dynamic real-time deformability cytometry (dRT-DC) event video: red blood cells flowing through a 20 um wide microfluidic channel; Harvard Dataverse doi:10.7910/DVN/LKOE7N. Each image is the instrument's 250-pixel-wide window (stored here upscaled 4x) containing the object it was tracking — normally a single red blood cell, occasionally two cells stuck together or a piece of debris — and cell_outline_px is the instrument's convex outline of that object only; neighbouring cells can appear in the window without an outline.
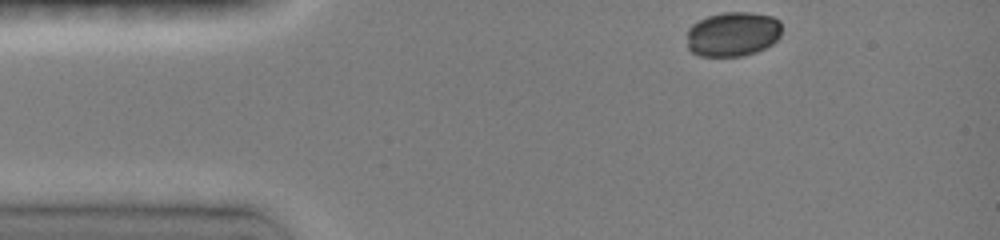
{"species": "common noctule bat (a hibernating species)", "species_latin": "Nyctalus noctula", "temperature_condition": "room temperature", "stored_images_in_passage": 51, "camera_frame_rate_fps": 3000, "um_per_image_px": 0.085, "animal": {"sex": "female", "body_mass_g": 19.0, "forearm_length_mm": 51.5}, "frame": {"image": 1, "passage_image": 1, "time_ms": 0.0, "image_size_px": [1000, 240], "cell_outline_px": [[780, 36], [772, 44], [756, 52], [740, 56], [700, 56], [692, 52], [688, 48], [688, 28], [692, 24], [708, 16], [724, 12], [748, 12], [772, 16], [780, 20]], "centroid_in_image_um": [62.29, 2.89], "position_along_channel_um": 22.7, "area_um2": 24.62}}
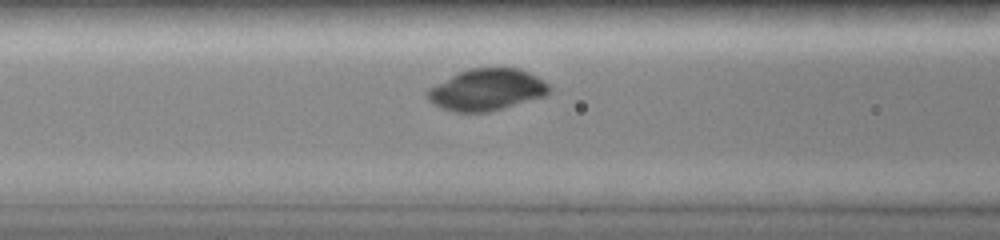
{"frame": {"image": 2, "passage_image": 21, "time_ms": 4.0, "image_size_px": [1000, 240], "cell_outline_px": [[552, 88], [544, 96], [504, 108], [488, 112], [452, 112], [432, 104], [428, 100], [424, 92], [428, 88], [468, 68], [520, 68], [536, 76], [548, 84]], "centroid_in_image_um": [41.34, 7.64], "position_along_channel_um": 125.3, "area_um2": 29.54}}
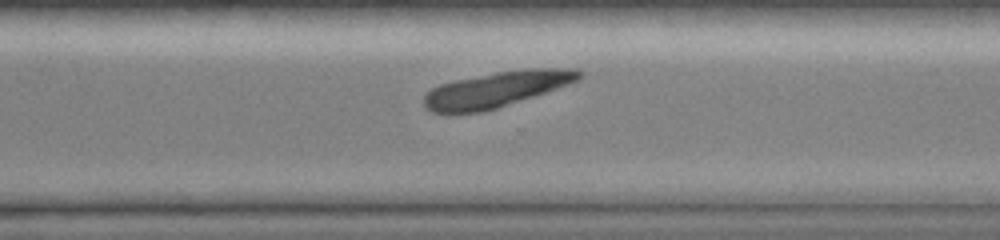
{"frame": {"image": 3, "passage_image": 47, "time_ms": 9.0, "image_size_px": [1000, 240], "cell_outline_px": [[584, 76], [580, 80], [484, 112], [432, 112], [424, 104], [424, 96], [432, 88], [440, 84], [452, 80], [496, 72], [528, 68], [576, 68]], "centroid_in_image_um": [42.21, 7.57], "position_along_channel_um": 328.4, "area_um2": 31.67}}